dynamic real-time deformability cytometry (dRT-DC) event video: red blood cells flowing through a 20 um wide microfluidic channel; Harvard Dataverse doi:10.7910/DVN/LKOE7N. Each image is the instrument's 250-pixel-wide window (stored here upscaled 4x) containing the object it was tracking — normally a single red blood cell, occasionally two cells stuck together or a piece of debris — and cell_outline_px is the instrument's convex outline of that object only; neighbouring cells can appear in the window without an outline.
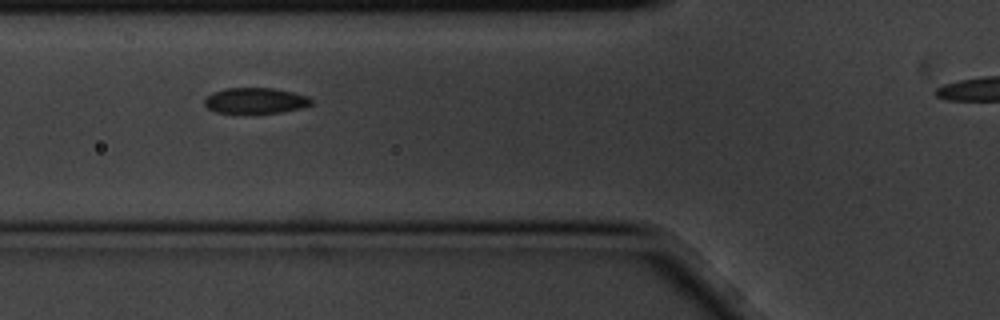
{"species": "common noctule bat (a hibernating species)", "species_latin": "Nyctalus noctula", "temperature_condition": "cold", "stored_images_in_passage": 9, "segment_of_instrument_passage": [1, 2], "camera_frame_rate_fps": 3000, "um_per_image_px": 0.085, "animal": {"sex": "male", "body_mass_g": 20.1, "forearm_length_mm": 53.5}, "frame": {"image": 1, "passage_image": 4, "time_ms": 1.0, "image_size_px": [1000, 320], "cell_outline_px": [[312, 104], [300, 108], [280, 112], [244, 116], [216, 112], [208, 108], [204, 104], [204, 100], [212, 92], [224, 88], [272, 88], [292, 92], [308, 96], [312, 100]], "centroid_in_image_um": [21.66, 8.59], "position_along_channel_um": 104.1, "area_um2": 16.65}}
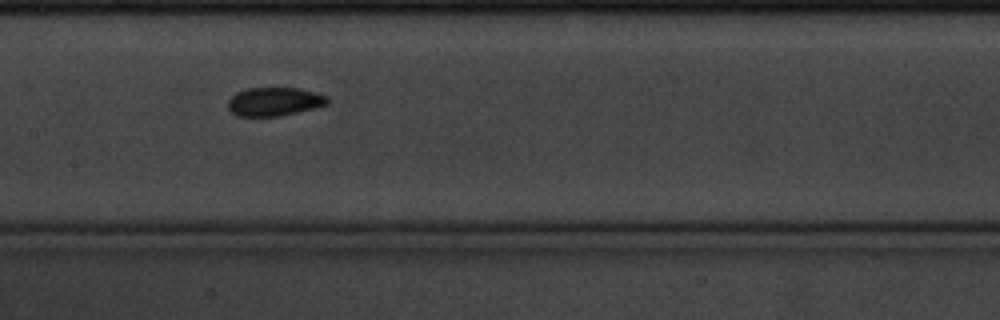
{"frame": {"image": 2, "passage_image": 6, "time_ms": 1.667, "image_size_px": [1000, 320], "cell_outline_px": [[328, 104], [280, 116], [236, 116], [228, 108], [228, 100], [236, 92], [248, 88], [300, 88], [328, 96]], "centroid_in_image_um": [23.3, 8.63], "position_along_channel_um": 184.1, "area_um2": 16.47}}
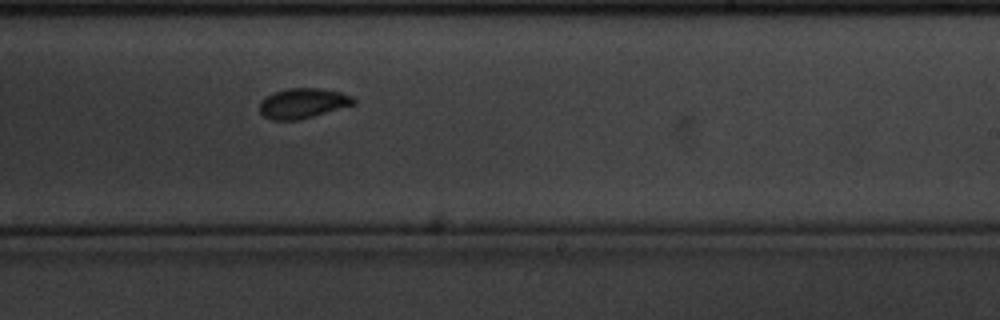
{"frame": {"image": 3, "passage_image": 8, "time_ms": 2.333, "image_size_px": [1000, 320], "cell_outline_px": [[356, 104], [312, 116], [296, 120], [272, 120], [264, 116], [260, 112], [260, 100], [264, 96], [272, 92], [288, 88], [320, 88], [340, 92], [352, 96], [356, 100]], "centroid_in_image_um": [25.72, 8.76], "position_along_channel_um": 263.3, "area_um2": 16.53}}